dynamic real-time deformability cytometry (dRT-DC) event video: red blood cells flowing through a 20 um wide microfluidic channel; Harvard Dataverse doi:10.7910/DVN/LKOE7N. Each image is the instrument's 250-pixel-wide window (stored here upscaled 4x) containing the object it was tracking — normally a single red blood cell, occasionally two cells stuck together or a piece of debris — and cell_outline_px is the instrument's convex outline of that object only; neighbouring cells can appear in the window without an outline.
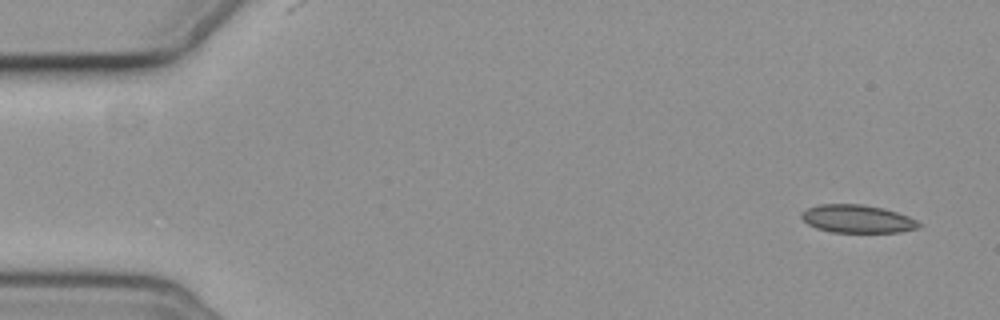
{"species": "common noctule bat (a hibernating species)", "species_latin": "Nyctalus noctula", "temperature_condition": "cold", "stored_images_in_passage": 5, "camera_frame_rate_fps": 3000, "um_per_image_px": 0.085, "animal": {"sex": "female", "body_mass_g": 19.3, "forearm_length_mm": 54.1}, "frame": {"image": 1, "passage_image": 1, "time_ms": 0.0, "image_size_px": [1000, 320], "cell_outline_px": [[920, 224], [916, 228], [900, 232], [832, 232], [816, 228], [808, 224], [800, 216], [800, 212], [808, 208], [820, 204], [860, 204], [884, 208], [908, 216], [916, 220]], "centroid_in_image_um": [72.83, 18.6], "position_along_channel_um": 12.2, "area_um2": 19.02}}
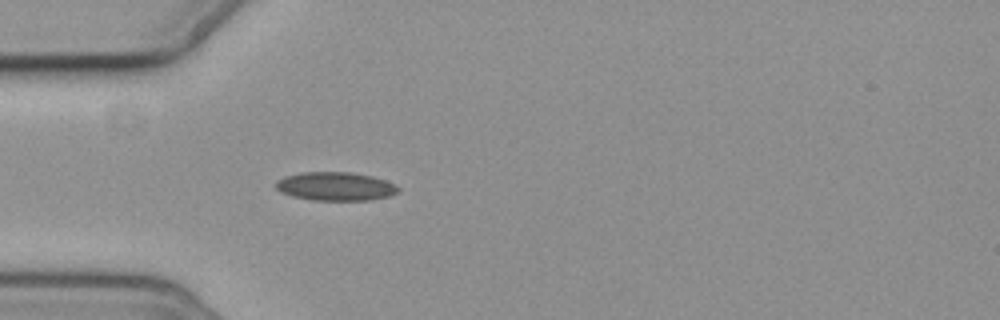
{"frame": {"image": 2, "passage_image": 5, "time_ms": 4.667, "image_size_px": [1000, 320], "cell_outline_px": [[400, 188], [396, 192], [388, 196], [372, 200], [312, 200], [292, 196], [280, 192], [276, 188], [276, 180], [284, 176], [300, 172], [352, 172], [372, 176], [384, 180]], "centroid_in_image_um": [28.46, 15.83], "position_along_channel_um": 56.5, "area_um2": 20.35}}